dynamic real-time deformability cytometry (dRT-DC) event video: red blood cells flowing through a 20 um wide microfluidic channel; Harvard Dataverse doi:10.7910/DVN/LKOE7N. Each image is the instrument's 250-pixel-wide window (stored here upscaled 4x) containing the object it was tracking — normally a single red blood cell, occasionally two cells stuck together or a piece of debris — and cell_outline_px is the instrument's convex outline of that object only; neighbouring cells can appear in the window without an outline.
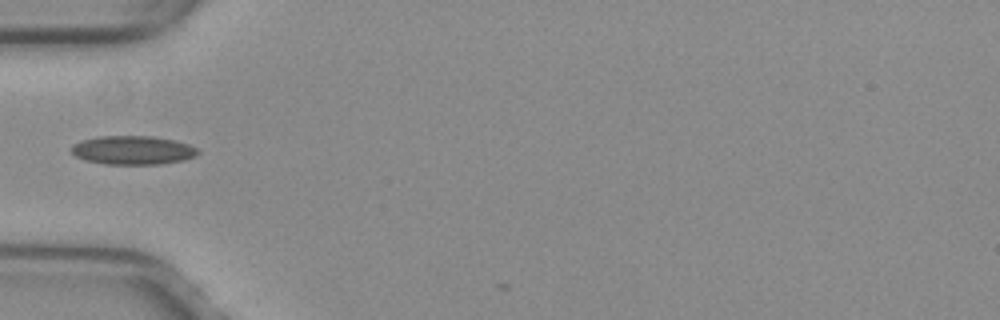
{"species": "common noctule bat (a hibernating species)", "species_latin": "Nyctalus noctula", "temperature_condition": "warm", "stored_images_in_passage": 29, "camera_frame_rate_fps": 3000, "um_per_image_px": 0.085, "animal": {"sex": "female", "body_mass_g": 29.2, "forearm_length_mm": 56.3}, "frame": {"image": 1, "passage_image": 1, "time_ms": 0.0, "image_size_px": [1000, 320], "cell_outline_px": [[200, 152], [196, 156], [184, 160], [160, 164], [104, 164], [84, 160], [76, 156], [68, 148], [72, 144], [84, 140], [100, 136], [152, 136], [176, 140], [188, 144], [196, 148]], "centroid_in_image_um": [11.29, 12.76], "position_along_channel_um": 73.7, "area_um2": 21.33}}